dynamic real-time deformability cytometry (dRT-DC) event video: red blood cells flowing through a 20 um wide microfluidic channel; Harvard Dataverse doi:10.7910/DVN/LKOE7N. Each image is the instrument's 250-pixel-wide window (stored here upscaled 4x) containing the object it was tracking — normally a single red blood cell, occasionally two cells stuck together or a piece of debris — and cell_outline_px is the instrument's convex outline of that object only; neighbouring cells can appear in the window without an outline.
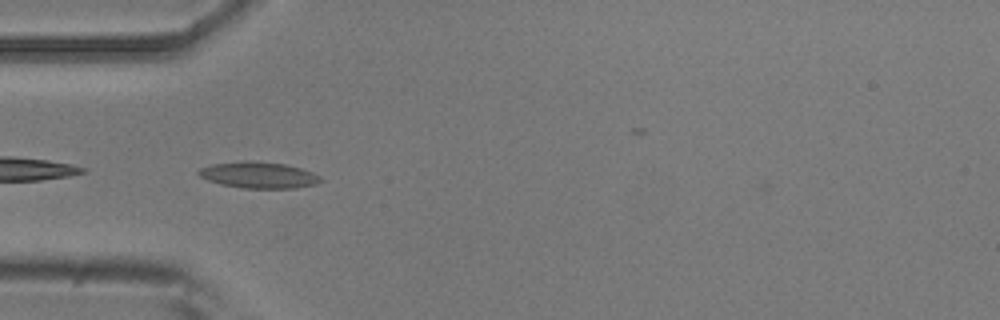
{"species": "common noctule bat (a hibernating species)", "species_latin": "Nyctalus noctula", "temperature_condition": "room temperature", "stored_images_in_passage": 36, "camera_frame_rate_fps": 3000, "um_per_image_px": 0.085, "animal": {"sex": "male", "body_mass_g": 20.5, "forearm_length_mm": 52.5}, "frame": {"image": 1, "passage_image": 7, "time_ms": 2.0, "image_size_px": [1000, 320], "cell_outline_px": [[324, 180], [316, 184], [296, 188], [244, 188], [220, 184], [208, 180], [200, 176], [196, 172], [200, 168], [212, 164], [244, 160], [284, 164], [300, 168], [312, 172], [320, 176]], "centroid_in_image_um": [21.98, 14.88], "position_along_channel_um": 63.0, "area_um2": 18.67}}
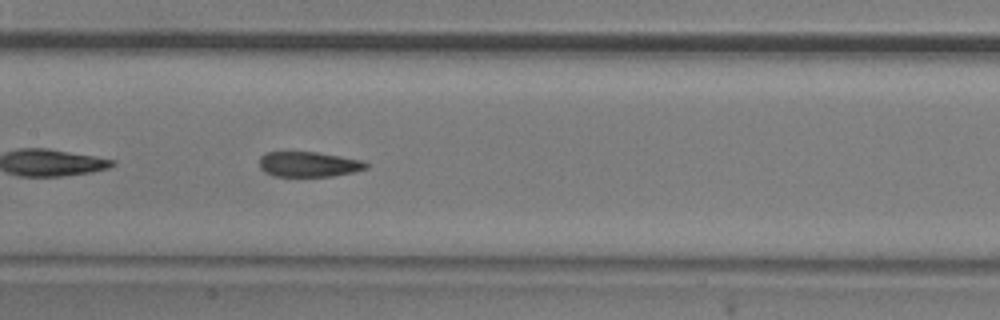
{"frame": {"image": 2, "passage_image": 16, "time_ms": 5.0, "image_size_px": [1000, 320], "cell_outline_px": [[368, 168], [352, 172], [332, 176], [272, 176], [264, 172], [260, 168], [260, 156], [268, 152], [316, 152], [364, 160], [368, 164]], "centroid_in_image_um": [26.24, 13.96], "position_along_channel_um": 181.2, "area_um2": 15.66}}
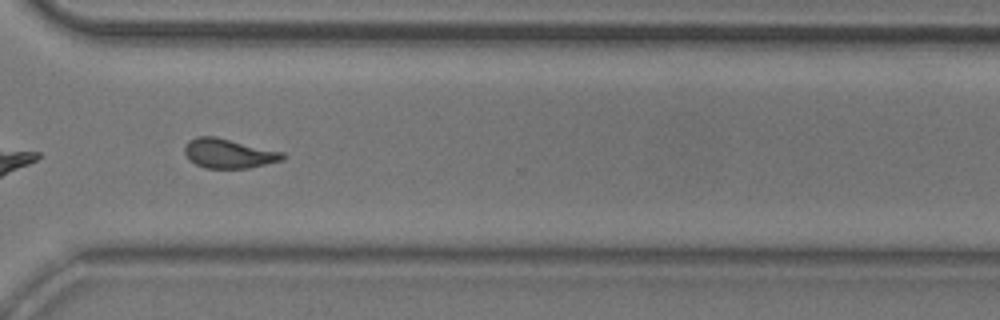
{"frame": {"image": 3, "passage_image": 29, "time_ms": 9.333, "image_size_px": [1000, 320], "cell_outline_px": [[284, 160], [248, 168], [204, 168], [188, 160], [184, 152], [184, 148], [188, 140], [196, 136], [216, 136], [284, 152]], "centroid_in_image_um": [19.41, 13.03], "position_along_channel_um": 351.2, "area_um2": 16.99}}